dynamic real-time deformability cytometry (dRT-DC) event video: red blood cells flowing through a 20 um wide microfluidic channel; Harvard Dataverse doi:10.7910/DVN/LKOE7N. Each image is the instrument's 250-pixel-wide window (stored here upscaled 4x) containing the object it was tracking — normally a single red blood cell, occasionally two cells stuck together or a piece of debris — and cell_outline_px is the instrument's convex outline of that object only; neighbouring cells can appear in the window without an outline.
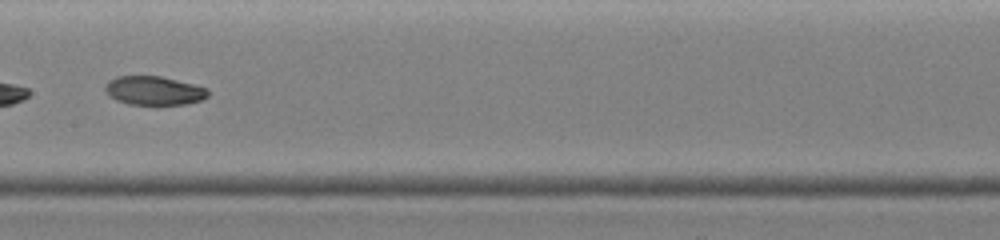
{"species": "common noctule bat (a hibernating species)", "species_latin": "Nyctalus noctula", "temperature_condition": "warm", "stored_images_in_passage": 27, "camera_frame_rate_fps": 3000, "um_per_image_px": 0.085, "animal": {"sex": "female", "body_mass_g": 19.0, "forearm_length_mm": 51.5}, "frame": {"image": 1, "passage_image": 12, "time_ms": 3.667, "image_size_px": [1000, 240], "cell_outline_px": [[208, 96], [200, 100], [184, 104], [156, 108], [128, 104], [116, 100], [108, 96], [104, 88], [108, 80], [116, 76], [160, 76], [196, 84], [208, 88]], "centroid_in_image_um": [13.08, 7.74], "position_along_channel_um": 194.3, "area_um2": 18.15}}